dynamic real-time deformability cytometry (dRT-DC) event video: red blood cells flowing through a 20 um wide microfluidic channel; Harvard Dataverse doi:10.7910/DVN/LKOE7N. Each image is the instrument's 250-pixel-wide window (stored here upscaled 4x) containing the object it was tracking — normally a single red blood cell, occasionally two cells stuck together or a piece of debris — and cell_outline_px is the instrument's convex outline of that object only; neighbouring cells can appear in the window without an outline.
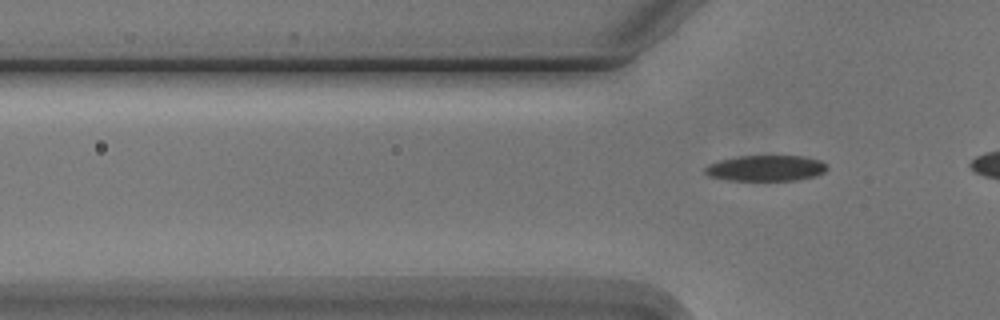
{"species": "Egyptian fruit bat (a non-hibernating species)", "species_latin": "Rousettus aegyptiacus", "temperature_condition": "cold", "stored_images_in_passage": 3, "camera_frame_rate_fps": 3000, "um_per_image_px": 0.085, "animal": {"sex": "male"}, "frame": {"image": 1, "passage_image": 3, "time_ms": 3.333, "image_size_px": [1000, 320], "cell_outline_px": [[828, 168], [824, 172], [816, 176], [796, 180], [728, 180], [708, 176], [704, 172], [704, 168], [708, 164], [720, 160], [740, 156], [804, 156], [820, 160], [828, 164]], "centroid_in_image_um": [65.12, 14.29], "position_along_channel_um": 60.7, "area_um2": 18.44}}